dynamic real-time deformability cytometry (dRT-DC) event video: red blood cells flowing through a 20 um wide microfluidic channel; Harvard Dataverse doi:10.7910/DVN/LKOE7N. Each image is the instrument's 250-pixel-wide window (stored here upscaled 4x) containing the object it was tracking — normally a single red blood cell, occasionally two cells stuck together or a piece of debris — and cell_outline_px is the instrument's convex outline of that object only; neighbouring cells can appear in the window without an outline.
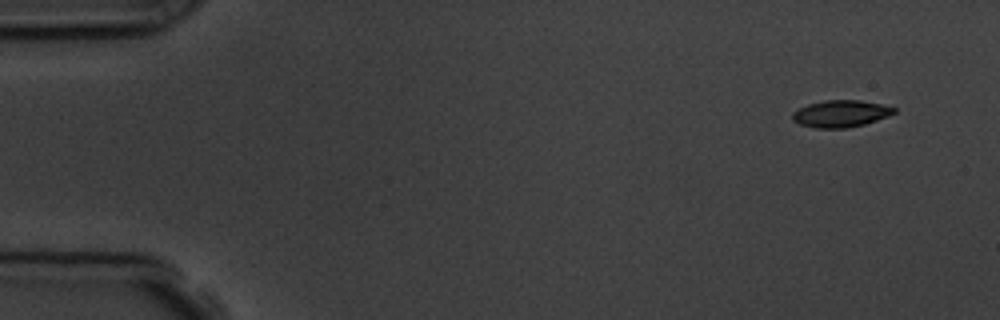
{"species": "common noctule bat (a hibernating species)", "species_latin": "Nyctalus noctula", "temperature_condition": "room temperature", "stored_images_in_passage": 5, "camera_frame_rate_fps": 3000, "um_per_image_px": 0.085, "animal": {"sex": "male", "body_mass_g": 19.5, "forearm_length_mm": 54.6}, "frame": {"image": 1, "passage_image": 1, "time_ms": 0.0, "image_size_px": [1000, 320], "cell_outline_px": [[896, 112], [888, 116], [864, 124], [848, 128], [816, 128], [800, 124], [792, 120], [792, 112], [808, 104], [824, 100], [860, 100], [880, 104], [896, 108]], "centroid_in_image_um": [71.45, 9.66], "position_along_channel_um": 13.6, "area_um2": 15.9}}
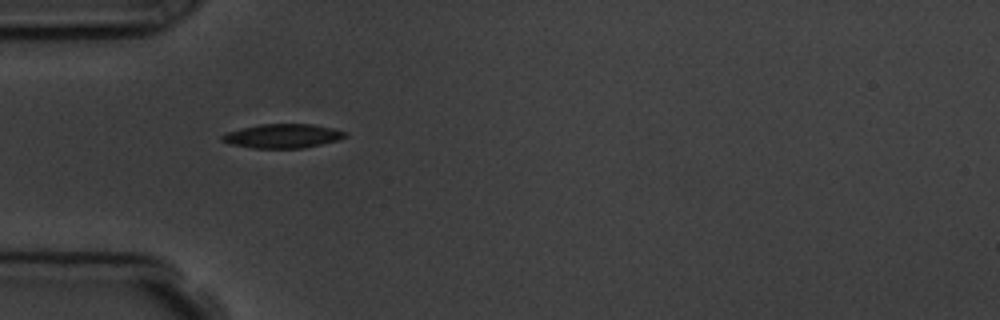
{"frame": {"image": 2, "passage_image": 4, "time_ms": 4.333, "image_size_px": [1000, 320], "cell_outline_px": [[348, 136], [340, 140], [304, 148], [252, 148], [228, 144], [220, 140], [220, 136], [228, 132], [260, 124], [312, 124], [332, 128], [348, 132]], "centroid_in_image_um": [24.05, 11.57], "position_along_channel_um": 60.9, "area_um2": 17.4}}